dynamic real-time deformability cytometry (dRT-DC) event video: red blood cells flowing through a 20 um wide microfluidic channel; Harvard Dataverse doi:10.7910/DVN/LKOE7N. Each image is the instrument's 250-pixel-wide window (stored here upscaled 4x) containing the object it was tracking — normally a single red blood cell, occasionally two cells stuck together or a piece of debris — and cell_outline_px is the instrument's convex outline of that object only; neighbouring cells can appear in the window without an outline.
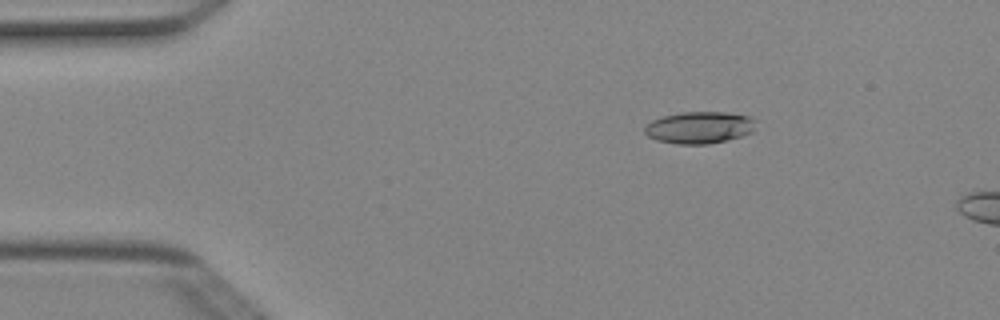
{"species": "Egyptian fruit bat (a non-hibernating species)", "species_latin": "Rousettus aegyptiacus", "temperature_condition": "cold", "stored_images_in_passage": 4, "camera_frame_rate_fps": 3000, "um_per_image_px": 0.085, "animal": {"sex": "female"}, "frame": {"image": 1, "passage_image": 3, "time_ms": 0.667, "image_size_px": [1000, 320], "cell_outline_px": [[756, 120], [752, 132], [728, 140], [708, 144], [680, 144], [656, 140], [648, 136], [644, 132], [644, 128], [652, 120], [664, 116], [680, 112], [728, 112], [748, 116]], "centroid_in_image_um": [59.45, 10.83], "position_along_channel_um": 25.6, "area_um2": 20.63}}